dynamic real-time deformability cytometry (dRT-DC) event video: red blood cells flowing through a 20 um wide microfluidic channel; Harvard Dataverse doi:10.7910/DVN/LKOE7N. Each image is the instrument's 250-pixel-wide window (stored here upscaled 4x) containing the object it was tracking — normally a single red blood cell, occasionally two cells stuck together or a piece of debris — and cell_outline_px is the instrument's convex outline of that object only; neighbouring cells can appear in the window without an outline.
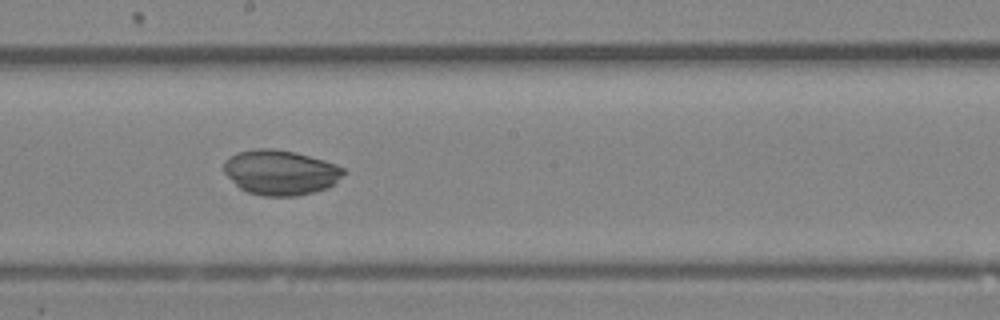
{"species": "Egyptian fruit bat (a non-hibernating species)", "species_latin": "Rousettus aegyptiacus", "temperature_condition": "room temperature", "stored_images_in_passage": 25, "camera_frame_rate_fps": 3000, "um_per_image_px": 0.085, "animal": {"sex": "female"}, "frame": {"image": 1, "passage_image": 11, "time_ms": 3.333, "image_size_px": [1000, 320], "cell_outline_px": [[348, 172], [328, 188], [296, 196], [264, 196], [248, 192], [240, 188], [224, 172], [224, 160], [236, 152], [256, 148], [272, 148], [296, 152], [324, 160], [336, 164], [344, 168]], "centroid_in_image_um": [23.86, 14.64], "position_along_channel_um": 224.3, "area_um2": 31.5}}
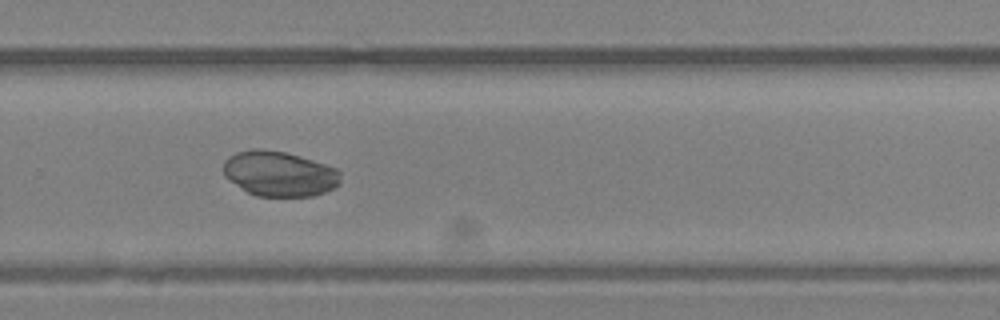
{"frame": {"image": 2, "passage_image": 15, "time_ms": 4.667, "image_size_px": [1000, 320], "cell_outline_px": [[340, 184], [336, 188], [312, 196], [256, 196], [248, 192], [228, 180], [224, 176], [224, 160], [228, 156], [236, 152], [284, 152], [300, 156], [336, 168], [340, 172]], "centroid_in_image_um": [23.78, 14.81], "position_along_channel_um": 306.0, "area_um2": 30.17}}